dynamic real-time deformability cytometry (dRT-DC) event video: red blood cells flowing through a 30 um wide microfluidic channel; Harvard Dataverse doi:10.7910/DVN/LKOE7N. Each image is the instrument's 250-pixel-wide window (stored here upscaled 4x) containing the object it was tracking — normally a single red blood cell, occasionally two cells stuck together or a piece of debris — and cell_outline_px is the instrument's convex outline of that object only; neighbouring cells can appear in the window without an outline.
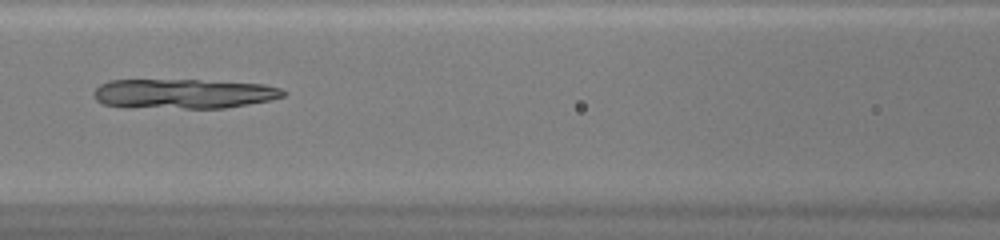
{"species": "common noctule bat (a hibernating species)", "species_latin": "Nyctalus noctula", "temperature_condition": "warm", "stored_images_in_passage": 49, "camera_frame_rate_fps": 3000, "um_per_image_px": 0.085, "animal": {"sex": "female", "body_mass_g": 20.0, "forearm_length_mm": 54.0}, "frame": {"image": 1, "passage_image": 23, "time_ms": 7.333, "image_size_px": [1000, 240], "cell_outline_px": [[284, 96], [268, 100], [224, 108], [184, 108], [104, 104], [96, 100], [92, 92], [100, 84], [108, 80], [200, 80], [264, 84], [280, 88], [284, 92]], "centroid_in_image_um": [15.61, 7.94], "position_along_channel_um": 151.0, "area_um2": 32.08}}
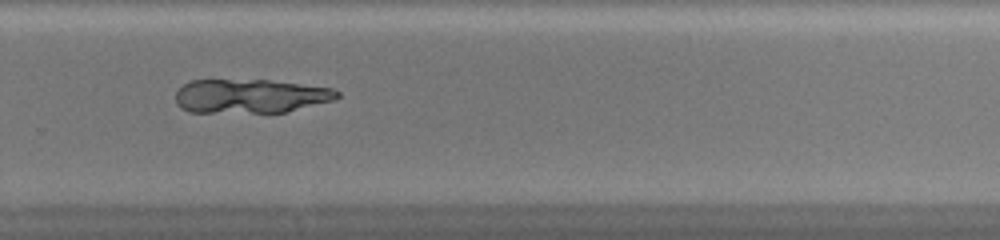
{"frame": {"image": 2, "passage_image": 34, "time_ms": 11.0, "image_size_px": [1000, 240], "cell_outline_px": [[340, 96], [336, 100], [284, 112], [188, 112], [180, 108], [176, 104], [176, 92], [184, 84], [192, 80], [268, 80], [332, 88], [340, 92]], "centroid_in_image_um": [21.28, 8.17], "position_along_channel_um": 308.5, "area_um2": 31.96}}
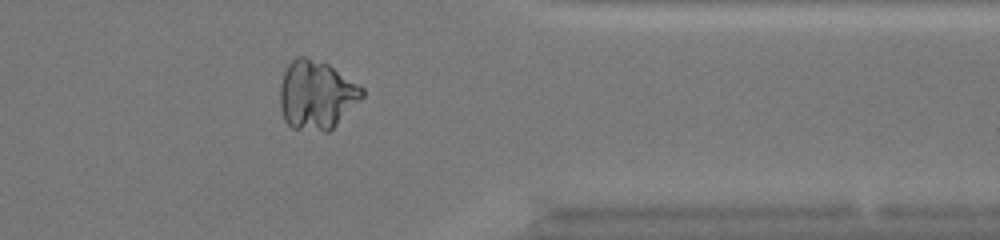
{"frame": {"image": 3, "passage_image": 40, "time_ms": 13.0, "image_size_px": [1000, 240], "cell_outline_px": [[364, 96], [328, 132], [324, 132], [292, 128], [284, 120], [280, 108], [280, 84], [284, 72], [288, 64], [296, 56], [304, 56], [328, 64], [364, 88]], "centroid_in_image_um": [26.88, 8.07], "position_along_channel_um": 384.5, "area_um2": 32.89}}